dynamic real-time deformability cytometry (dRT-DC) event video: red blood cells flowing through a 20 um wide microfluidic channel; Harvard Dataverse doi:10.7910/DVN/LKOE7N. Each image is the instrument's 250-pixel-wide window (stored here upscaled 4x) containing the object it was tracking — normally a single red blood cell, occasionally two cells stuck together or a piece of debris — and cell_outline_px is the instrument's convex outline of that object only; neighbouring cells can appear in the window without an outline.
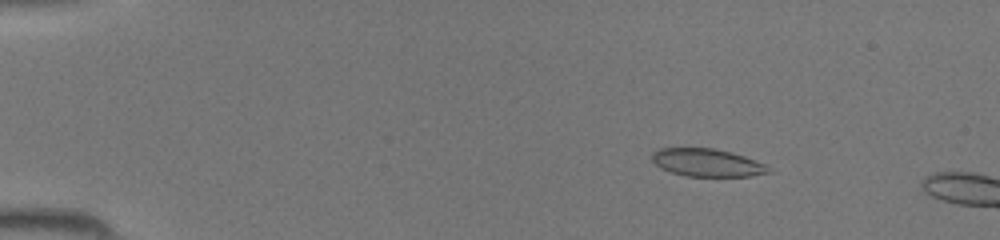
{"species": "common noctule bat (a hibernating species)", "species_latin": "Nyctalus noctula", "temperature_condition": "room temperature", "stored_images_in_passage": 11, "camera_frame_rate_fps": 3000, "um_per_image_px": 0.085, "animal": {"sex": "female", "body_mass_g": 19.5, "forearm_length_mm": 54.1}, "frame": {"image": 1, "passage_image": 8, "time_ms": 2.333, "image_size_px": [1000, 240], "cell_outline_px": [[772, 172], [752, 176], [684, 176], [660, 168], [652, 160], [652, 152], [660, 148], [712, 148], [732, 152], [744, 156], [764, 164]], "centroid_in_image_um": [60.08, 13.82], "position_along_channel_um": 24.9, "area_um2": 18.79}}